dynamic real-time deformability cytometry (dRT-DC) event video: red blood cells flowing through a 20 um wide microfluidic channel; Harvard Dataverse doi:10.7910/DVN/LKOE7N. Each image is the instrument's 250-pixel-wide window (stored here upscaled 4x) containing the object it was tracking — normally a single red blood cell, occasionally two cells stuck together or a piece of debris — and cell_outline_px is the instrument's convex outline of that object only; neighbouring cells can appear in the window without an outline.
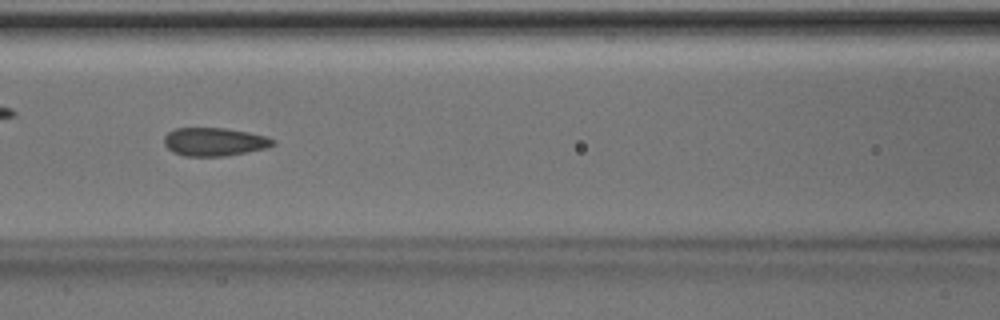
{"species": "Egyptian fruit bat (a non-hibernating species)", "species_latin": "Rousettus aegyptiacus", "temperature_condition": "room temperature", "stored_images_in_passage": 49, "camera_frame_rate_fps": 3000, "um_per_image_px": 0.085, "animal": {"sex": "male"}, "frame": {"image": 1, "passage_image": 22, "time_ms": 7.0, "image_size_px": [1000, 320], "cell_outline_px": [[276, 144], [264, 148], [224, 156], [184, 156], [172, 152], [164, 144], [164, 136], [168, 132], [176, 128], [224, 128], [248, 132], [264, 136], [276, 140]], "centroid_in_image_um": [18.18, 12.05], "position_along_channel_um": 148.4, "area_um2": 17.8}}
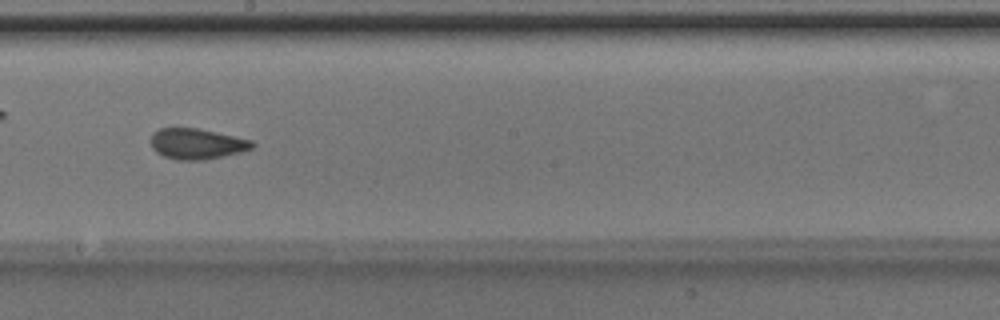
{"frame": {"image": 2, "passage_image": 28, "time_ms": 9.0, "image_size_px": [1000, 320], "cell_outline_px": [[256, 144], [252, 148], [240, 152], [224, 156], [204, 160], [176, 160], [164, 156], [156, 152], [152, 148], [152, 136], [160, 128], [196, 128], [216, 132], [252, 140]], "centroid_in_image_um": [16.75, 12.23], "position_along_channel_um": 231.4, "area_um2": 17.98}}
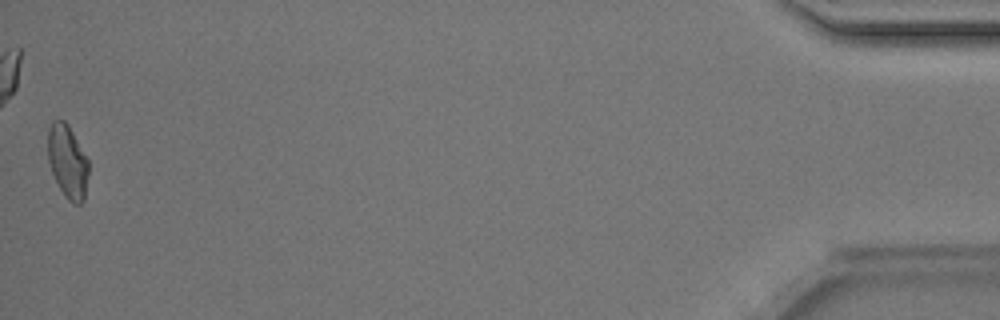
{"frame": {"image": 3, "passage_image": 49, "time_ms": 16.0, "image_size_px": [1000, 320], "cell_outline_px": [[88, 172], [84, 200], [80, 204], [72, 204], [64, 196], [52, 172], [48, 160], [48, 128], [52, 120], [64, 120], [68, 124], [88, 160]], "centroid_in_image_um": [5.74, 13.73], "position_along_channel_um": 429.5, "area_um2": 17.28}, "authors_computed_cell_mechanics": {"area_um2": 18.1492, "velocity_mm_per_s": 4.1638, "shape_relaxation_time_tau1_ms": null, "shape_relaxation_time_tau2_ms": 0.9503, "deformation_change_tau1": null, "deformation_change_tau2": 0.0591}}